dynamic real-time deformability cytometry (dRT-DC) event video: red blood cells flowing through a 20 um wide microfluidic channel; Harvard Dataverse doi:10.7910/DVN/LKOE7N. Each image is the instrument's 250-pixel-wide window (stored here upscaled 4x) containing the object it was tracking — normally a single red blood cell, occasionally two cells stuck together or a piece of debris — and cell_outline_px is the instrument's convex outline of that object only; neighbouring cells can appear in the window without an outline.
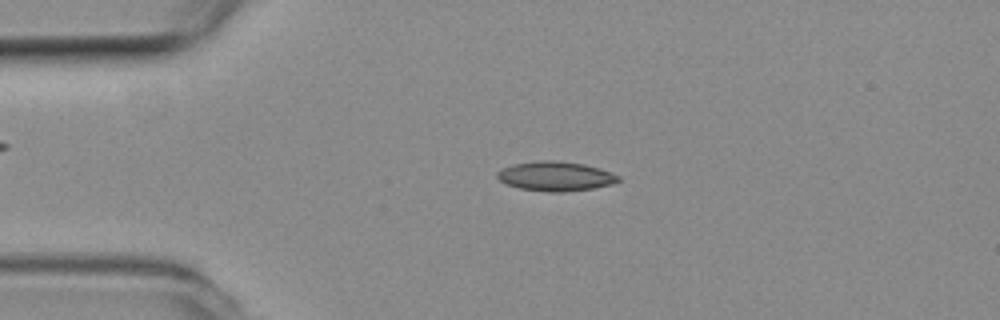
{"species": "common noctule bat (a hibernating species)", "species_latin": "Nyctalus noctula", "temperature_condition": "room temperature", "stored_images_in_passage": 51, "camera_frame_rate_fps": 3000, "um_per_image_px": 0.085, "animal": {"sex": "female", "body_mass_g": 19.3, "forearm_length_mm": 54.1}, "frame": {"image": 1, "passage_image": 9, "time_ms": 2.667, "image_size_px": [1000, 320], "cell_outline_px": [[620, 180], [612, 184], [592, 188], [564, 192], [548, 192], [520, 188], [508, 184], [500, 180], [496, 176], [496, 172], [500, 168], [512, 164], [540, 160], [556, 160], [584, 164], [600, 168], [620, 176]], "centroid_in_image_um": [47.2, 14.97], "position_along_channel_um": 37.8, "area_um2": 20.87}}
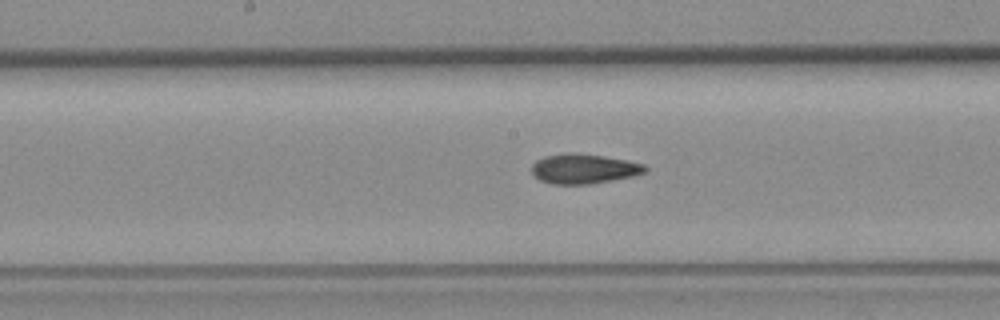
{"frame": {"image": 2, "passage_image": 24, "time_ms": 7.667, "image_size_px": [1000, 320], "cell_outline_px": [[648, 172], [632, 176], [612, 180], [588, 184], [552, 184], [540, 180], [532, 176], [532, 164], [536, 160], [544, 156], [568, 152], [572, 152], [604, 156], [628, 160], [644, 164], [648, 168]], "centroid_in_image_um": [49.62, 14.34], "position_along_channel_um": 198.6, "area_um2": 19.88}}
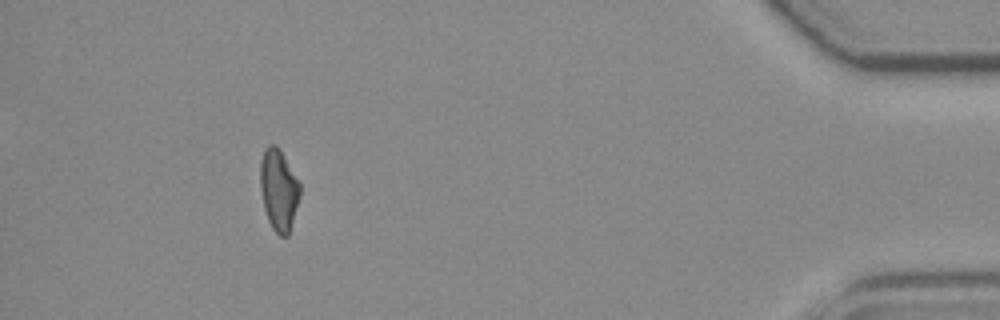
{"frame": {"image": 3, "passage_image": 46, "time_ms": 15.0, "image_size_px": [1000, 320], "cell_outline_px": [[300, 196], [288, 236], [280, 236], [272, 228], [268, 220], [264, 208], [260, 188], [260, 160], [264, 148], [268, 144], [276, 144], [280, 148], [300, 184]], "centroid_in_image_um": [23.67, 16.1], "position_along_channel_um": 411.5, "area_um2": 18.96}, "authors_computed_cell_mechanics": {"area_um2": 19.363, "velocity_mm_per_s": 3.8076, "shape_relaxation_time_tau1_ms": null, "shape_relaxation_time_tau2_ms": 6.1659, "deformation_change_tau1": null, "deformation_change_tau2": 0.1263}}